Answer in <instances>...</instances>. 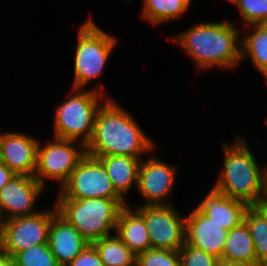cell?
Here are the masks:
<instances>
[{
    "instance_id": "1",
    "label": "cell",
    "mask_w": 267,
    "mask_h": 266,
    "mask_svg": "<svg viewBox=\"0 0 267 266\" xmlns=\"http://www.w3.org/2000/svg\"><path fill=\"white\" fill-rule=\"evenodd\" d=\"M174 35L167 39L192 58L198 73L240 67L241 29L233 21H202Z\"/></svg>"
},
{
    "instance_id": "2",
    "label": "cell",
    "mask_w": 267,
    "mask_h": 266,
    "mask_svg": "<svg viewBox=\"0 0 267 266\" xmlns=\"http://www.w3.org/2000/svg\"><path fill=\"white\" fill-rule=\"evenodd\" d=\"M113 97L100 107L86 153L91 156L122 155L143 159L154 148L155 140L148 135L133 117Z\"/></svg>"
},
{
    "instance_id": "3",
    "label": "cell",
    "mask_w": 267,
    "mask_h": 266,
    "mask_svg": "<svg viewBox=\"0 0 267 266\" xmlns=\"http://www.w3.org/2000/svg\"><path fill=\"white\" fill-rule=\"evenodd\" d=\"M249 144L240 135L221 143L223 166L213 187L252 206L267 191V164L260 165Z\"/></svg>"
},
{
    "instance_id": "4",
    "label": "cell",
    "mask_w": 267,
    "mask_h": 266,
    "mask_svg": "<svg viewBox=\"0 0 267 266\" xmlns=\"http://www.w3.org/2000/svg\"><path fill=\"white\" fill-rule=\"evenodd\" d=\"M99 84L91 89L71 87L67 98L55 108L52 123L54 137L74 140L86 147L92 138L100 107L108 98H111L105 92V85Z\"/></svg>"
},
{
    "instance_id": "5",
    "label": "cell",
    "mask_w": 267,
    "mask_h": 266,
    "mask_svg": "<svg viewBox=\"0 0 267 266\" xmlns=\"http://www.w3.org/2000/svg\"><path fill=\"white\" fill-rule=\"evenodd\" d=\"M92 15L79 25L73 61L72 88L88 89L92 81L103 77L107 63L117 47L118 37L100 28Z\"/></svg>"
},
{
    "instance_id": "6",
    "label": "cell",
    "mask_w": 267,
    "mask_h": 266,
    "mask_svg": "<svg viewBox=\"0 0 267 266\" xmlns=\"http://www.w3.org/2000/svg\"><path fill=\"white\" fill-rule=\"evenodd\" d=\"M54 200L57 213L74 226L90 244L115 233L120 210L128 205L124 199Z\"/></svg>"
},
{
    "instance_id": "7",
    "label": "cell",
    "mask_w": 267,
    "mask_h": 266,
    "mask_svg": "<svg viewBox=\"0 0 267 266\" xmlns=\"http://www.w3.org/2000/svg\"><path fill=\"white\" fill-rule=\"evenodd\" d=\"M52 138L45 143H41L40 140L38 142L34 177L46 189L48 180L57 181L60 190L80 159L86 154V147L74 140L54 136Z\"/></svg>"
},
{
    "instance_id": "8",
    "label": "cell",
    "mask_w": 267,
    "mask_h": 266,
    "mask_svg": "<svg viewBox=\"0 0 267 266\" xmlns=\"http://www.w3.org/2000/svg\"><path fill=\"white\" fill-rule=\"evenodd\" d=\"M56 199L107 198L123 199L114 189L101 160L87 153L58 190Z\"/></svg>"
},
{
    "instance_id": "9",
    "label": "cell",
    "mask_w": 267,
    "mask_h": 266,
    "mask_svg": "<svg viewBox=\"0 0 267 266\" xmlns=\"http://www.w3.org/2000/svg\"><path fill=\"white\" fill-rule=\"evenodd\" d=\"M145 220L152 249L179 250L185 243L186 216L175 205H132Z\"/></svg>"
},
{
    "instance_id": "10",
    "label": "cell",
    "mask_w": 267,
    "mask_h": 266,
    "mask_svg": "<svg viewBox=\"0 0 267 266\" xmlns=\"http://www.w3.org/2000/svg\"><path fill=\"white\" fill-rule=\"evenodd\" d=\"M51 208L42 209L34 215L3 221L0 232V251L13 257L24 249L48 243L49 226L52 217L57 213L55 204Z\"/></svg>"
},
{
    "instance_id": "11",
    "label": "cell",
    "mask_w": 267,
    "mask_h": 266,
    "mask_svg": "<svg viewBox=\"0 0 267 266\" xmlns=\"http://www.w3.org/2000/svg\"><path fill=\"white\" fill-rule=\"evenodd\" d=\"M155 151L158 152L154 148L139 166L136 191L144 201L140 205H173L171 196L175 191L179 166L161 160Z\"/></svg>"
},
{
    "instance_id": "12",
    "label": "cell",
    "mask_w": 267,
    "mask_h": 266,
    "mask_svg": "<svg viewBox=\"0 0 267 266\" xmlns=\"http://www.w3.org/2000/svg\"><path fill=\"white\" fill-rule=\"evenodd\" d=\"M44 188L34 176L15 175L0 190V216L3 221L37 214V202Z\"/></svg>"
},
{
    "instance_id": "13",
    "label": "cell",
    "mask_w": 267,
    "mask_h": 266,
    "mask_svg": "<svg viewBox=\"0 0 267 266\" xmlns=\"http://www.w3.org/2000/svg\"><path fill=\"white\" fill-rule=\"evenodd\" d=\"M39 137L29 133L5 131L0 138V161L16 175L34 176Z\"/></svg>"
},
{
    "instance_id": "14",
    "label": "cell",
    "mask_w": 267,
    "mask_h": 266,
    "mask_svg": "<svg viewBox=\"0 0 267 266\" xmlns=\"http://www.w3.org/2000/svg\"><path fill=\"white\" fill-rule=\"evenodd\" d=\"M228 230L194 207L186 216L185 242L216 258H222Z\"/></svg>"
},
{
    "instance_id": "15",
    "label": "cell",
    "mask_w": 267,
    "mask_h": 266,
    "mask_svg": "<svg viewBox=\"0 0 267 266\" xmlns=\"http://www.w3.org/2000/svg\"><path fill=\"white\" fill-rule=\"evenodd\" d=\"M48 244L60 266H67L90 244L81 233L56 213L48 231Z\"/></svg>"
},
{
    "instance_id": "16",
    "label": "cell",
    "mask_w": 267,
    "mask_h": 266,
    "mask_svg": "<svg viewBox=\"0 0 267 266\" xmlns=\"http://www.w3.org/2000/svg\"><path fill=\"white\" fill-rule=\"evenodd\" d=\"M196 208L229 231L244 222L249 205L226 196L212 186Z\"/></svg>"
},
{
    "instance_id": "17",
    "label": "cell",
    "mask_w": 267,
    "mask_h": 266,
    "mask_svg": "<svg viewBox=\"0 0 267 266\" xmlns=\"http://www.w3.org/2000/svg\"><path fill=\"white\" fill-rule=\"evenodd\" d=\"M115 234L135 255L152 249L145 220L132 206L120 210Z\"/></svg>"
},
{
    "instance_id": "18",
    "label": "cell",
    "mask_w": 267,
    "mask_h": 266,
    "mask_svg": "<svg viewBox=\"0 0 267 266\" xmlns=\"http://www.w3.org/2000/svg\"><path fill=\"white\" fill-rule=\"evenodd\" d=\"M101 160L111 179L115 191L128 202L127 194L137 190L139 166L142 159L122 156H94Z\"/></svg>"
},
{
    "instance_id": "19",
    "label": "cell",
    "mask_w": 267,
    "mask_h": 266,
    "mask_svg": "<svg viewBox=\"0 0 267 266\" xmlns=\"http://www.w3.org/2000/svg\"><path fill=\"white\" fill-rule=\"evenodd\" d=\"M246 29L247 32L244 28L241 29L240 62H245L246 59L250 58L251 65L266 80L267 24L249 25L246 26Z\"/></svg>"
},
{
    "instance_id": "20",
    "label": "cell",
    "mask_w": 267,
    "mask_h": 266,
    "mask_svg": "<svg viewBox=\"0 0 267 266\" xmlns=\"http://www.w3.org/2000/svg\"><path fill=\"white\" fill-rule=\"evenodd\" d=\"M220 262L221 265L258 262L254 242L245 222L228 231Z\"/></svg>"
},
{
    "instance_id": "21",
    "label": "cell",
    "mask_w": 267,
    "mask_h": 266,
    "mask_svg": "<svg viewBox=\"0 0 267 266\" xmlns=\"http://www.w3.org/2000/svg\"><path fill=\"white\" fill-rule=\"evenodd\" d=\"M141 19L154 27L171 23L185 16L192 7V0H141ZM156 25V26H155Z\"/></svg>"
},
{
    "instance_id": "22",
    "label": "cell",
    "mask_w": 267,
    "mask_h": 266,
    "mask_svg": "<svg viewBox=\"0 0 267 266\" xmlns=\"http://www.w3.org/2000/svg\"><path fill=\"white\" fill-rule=\"evenodd\" d=\"M92 244L104 266H135L136 255L116 234L103 237Z\"/></svg>"
},
{
    "instance_id": "23",
    "label": "cell",
    "mask_w": 267,
    "mask_h": 266,
    "mask_svg": "<svg viewBox=\"0 0 267 266\" xmlns=\"http://www.w3.org/2000/svg\"><path fill=\"white\" fill-rule=\"evenodd\" d=\"M244 222L253 239L257 261L267 264V221L249 206Z\"/></svg>"
},
{
    "instance_id": "24",
    "label": "cell",
    "mask_w": 267,
    "mask_h": 266,
    "mask_svg": "<svg viewBox=\"0 0 267 266\" xmlns=\"http://www.w3.org/2000/svg\"><path fill=\"white\" fill-rule=\"evenodd\" d=\"M12 258L15 266H60L52 254L48 243L24 249Z\"/></svg>"
},
{
    "instance_id": "25",
    "label": "cell",
    "mask_w": 267,
    "mask_h": 266,
    "mask_svg": "<svg viewBox=\"0 0 267 266\" xmlns=\"http://www.w3.org/2000/svg\"><path fill=\"white\" fill-rule=\"evenodd\" d=\"M241 15L242 27L267 24V0H236L233 4Z\"/></svg>"
},
{
    "instance_id": "26",
    "label": "cell",
    "mask_w": 267,
    "mask_h": 266,
    "mask_svg": "<svg viewBox=\"0 0 267 266\" xmlns=\"http://www.w3.org/2000/svg\"><path fill=\"white\" fill-rule=\"evenodd\" d=\"M135 266H181L178 250L149 249L136 255Z\"/></svg>"
},
{
    "instance_id": "27",
    "label": "cell",
    "mask_w": 267,
    "mask_h": 266,
    "mask_svg": "<svg viewBox=\"0 0 267 266\" xmlns=\"http://www.w3.org/2000/svg\"><path fill=\"white\" fill-rule=\"evenodd\" d=\"M178 252L181 266H222L220 259L186 242Z\"/></svg>"
},
{
    "instance_id": "28",
    "label": "cell",
    "mask_w": 267,
    "mask_h": 266,
    "mask_svg": "<svg viewBox=\"0 0 267 266\" xmlns=\"http://www.w3.org/2000/svg\"><path fill=\"white\" fill-rule=\"evenodd\" d=\"M67 266H104L93 244L88 246Z\"/></svg>"
},
{
    "instance_id": "29",
    "label": "cell",
    "mask_w": 267,
    "mask_h": 266,
    "mask_svg": "<svg viewBox=\"0 0 267 266\" xmlns=\"http://www.w3.org/2000/svg\"><path fill=\"white\" fill-rule=\"evenodd\" d=\"M251 207L267 221V191Z\"/></svg>"
},
{
    "instance_id": "30",
    "label": "cell",
    "mask_w": 267,
    "mask_h": 266,
    "mask_svg": "<svg viewBox=\"0 0 267 266\" xmlns=\"http://www.w3.org/2000/svg\"><path fill=\"white\" fill-rule=\"evenodd\" d=\"M16 174L10 170L3 162L0 161V190L6 185Z\"/></svg>"
},
{
    "instance_id": "31",
    "label": "cell",
    "mask_w": 267,
    "mask_h": 266,
    "mask_svg": "<svg viewBox=\"0 0 267 266\" xmlns=\"http://www.w3.org/2000/svg\"><path fill=\"white\" fill-rule=\"evenodd\" d=\"M0 266H15V263L11 256L0 251Z\"/></svg>"
},
{
    "instance_id": "32",
    "label": "cell",
    "mask_w": 267,
    "mask_h": 266,
    "mask_svg": "<svg viewBox=\"0 0 267 266\" xmlns=\"http://www.w3.org/2000/svg\"><path fill=\"white\" fill-rule=\"evenodd\" d=\"M222 266H267V264L262 262H252V263H241V264H223Z\"/></svg>"
},
{
    "instance_id": "33",
    "label": "cell",
    "mask_w": 267,
    "mask_h": 266,
    "mask_svg": "<svg viewBox=\"0 0 267 266\" xmlns=\"http://www.w3.org/2000/svg\"><path fill=\"white\" fill-rule=\"evenodd\" d=\"M224 1L227 2L228 4L230 3L231 5H233L236 2V0H224Z\"/></svg>"
},
{
    "instance_id": "34",
    "label": "cell",
    "mask_w": 267,
    "mask_h": 266,
    "mask_svg": "<svg viewBox=\"0 0 267 266\" xmlns=\"http://www.w3.org/2000/svg\"><path fill=\"white\" fill-rule=\"evenodd\" d=\"M2 224H3V220H2V218H1V216H0V232H1Z\"/></svg>"
}]
</instances>
